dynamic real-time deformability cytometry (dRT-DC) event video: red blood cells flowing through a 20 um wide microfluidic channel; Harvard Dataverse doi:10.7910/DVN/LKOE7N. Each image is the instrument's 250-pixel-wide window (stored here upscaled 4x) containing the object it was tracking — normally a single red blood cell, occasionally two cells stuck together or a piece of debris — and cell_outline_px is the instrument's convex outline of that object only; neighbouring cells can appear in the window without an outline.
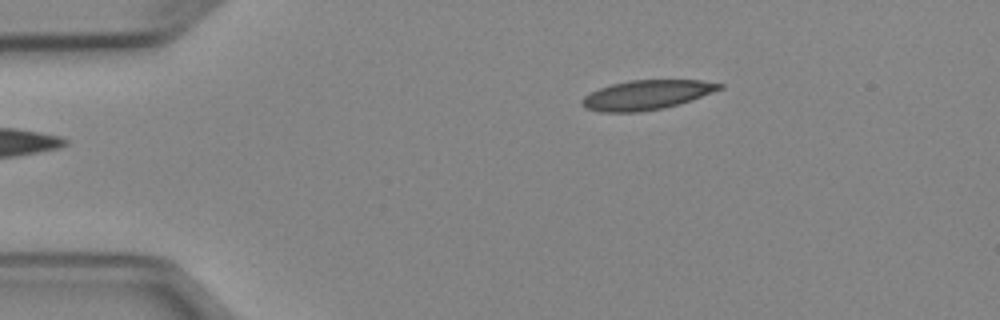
{"species": "Egyptian fruit bat (a non-hibernating species)", "species_latin": "Rousettus aegyptiacus", "temperature_condition": "cold", "stored_images_in_passage": 43, "camera_frame_rate_fps": 3000, "um_per_image_px": 0.085, "animal": {"sex": "female"}, "frame": {"image": 1, "passage_image": 1, "time_ms": 0.0, "image_size_px": [1000, 320], "cell_outline_px": [[724, 88], [680, 104], [664, 108], [636, 112], [600, 112], [588, 108], [580, 104], [580, 100], [584, 96], [600, 88], [612, 84], [628, 80], [700, 80], [724, 84]], "centroid_in_image_um": [54.98, 8.06], "position_along_channel_um": 30.0, "area_um2": 23.58}}
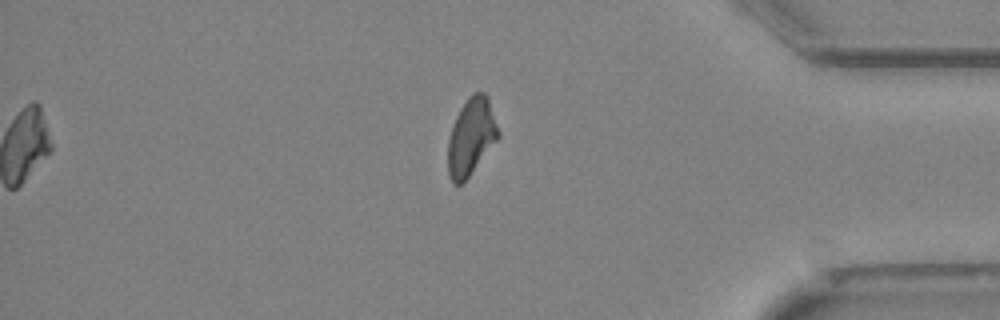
{"frame": {"image": 2, "passage_image": 35, "time_ms": 11.333, "image_size_px": [1000, 320], "cell_outline_px": [[500, 136], [468, 176], [460, 184], [452, 184], [448, 176], [448, 140], [456, 116], [460, 108], [468, 96], [472, 92], [484, 92], [488, 96], [500, 132]], "centroid_in_image_um": [40.05, 11.58], "position_along_channel_um": 395.2, "area_um2": 22.48}}
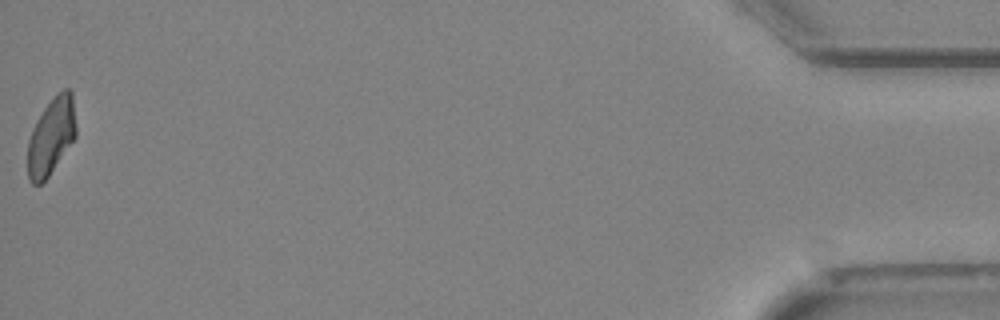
{"frame": {"image": 3, "passage_image": 43, "time_ms": 14.0, "image_size_px": [1000, 320], "cell_outline_px": [[76, 136], [48, 176], [40, 184], [32, 184], [28, 180], [28, 140], [32, 128], [36, 120], [44, 108], [56, 92], [64, 88], [68, 88], [72, 92], [76, 124]], "centroid_in_image_um": [4.35, 11.54], "position_along_channel_um": 430.8, "area_um2": 21.68}, "authors_computed_cell_mechanics": {"area_um2": 23.6402, "velocity_mm_per_s": 3.951, "shape_relaxation_time_tau1_ms": 7.9379, "shape_relaxation_time_tau2_ms": 2.3206, "deformation_change_tau1": 0.1641, "deformation_change_tau2": 0.0818}}